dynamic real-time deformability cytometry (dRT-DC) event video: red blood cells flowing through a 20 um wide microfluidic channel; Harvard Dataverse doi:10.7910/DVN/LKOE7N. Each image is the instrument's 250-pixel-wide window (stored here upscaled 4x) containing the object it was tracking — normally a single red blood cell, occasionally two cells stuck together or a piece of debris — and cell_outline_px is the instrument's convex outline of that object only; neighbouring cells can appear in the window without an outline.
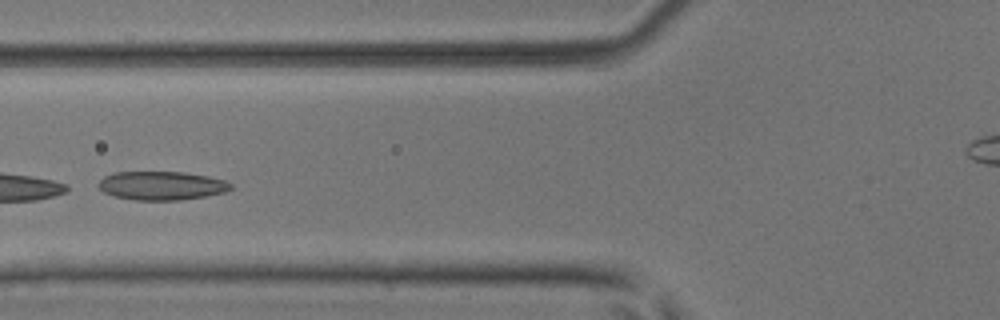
{"species": "common noctule bat (a hibernating species)", "species_latin": "Nyctalus noctula", "temperature_condition": "room temperature", "stored_images_in_passage": 5, "camera_frame_rate_fps": 3000, "um_per_image_px": 0.085, "animal": {"sex": "male", "body_mass_g": 17.9, "forearm_length_mm": 54.2}, "frame": {"image": 1, "passage_image": 4, "time_ms": 1.0, "image_size_px": [1000, 320], "cell_outline_px": [[232, 188], [224, 192], [204, 196], [180, 200], [132, 200], [112, 196], [104, 192], [96, 184], [104, 176], [112, 172], [184, 172], [208, 176], [224, 180], [232, 184]], "centroid_in_image_um": [13.69, 15.78], "position_along_channel_um": 112.1, "area_um2": 22.2}}
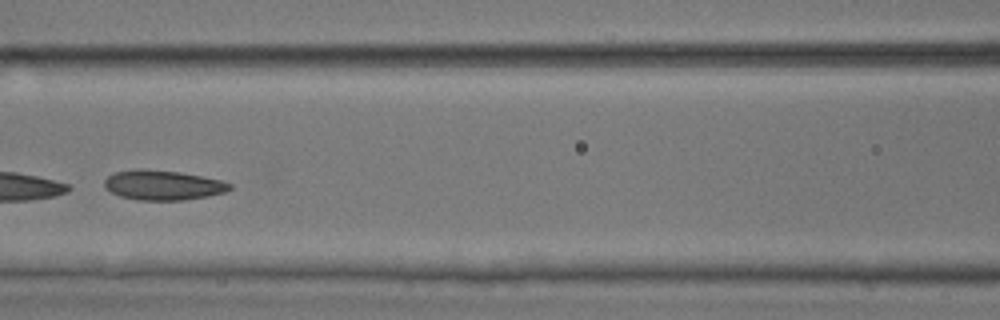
{"frame": {"image": 2, "passage_image": 5, "time_ms": 1.333, "image_size_px": [1000, 320], "cell_outline_px": [[232, 188], [224, 192], [208, 196], [184, 200], [136, 200], [120, 196], [104, 188], [104, 180], [108, 176], [116, 172], [140, 168], [180, 172], [220, 180], [232, 184]], "centroid_in_image_um": [13.83, 15.74], "position_along_channel_um": 152.8, "area_um2": 21.73}}